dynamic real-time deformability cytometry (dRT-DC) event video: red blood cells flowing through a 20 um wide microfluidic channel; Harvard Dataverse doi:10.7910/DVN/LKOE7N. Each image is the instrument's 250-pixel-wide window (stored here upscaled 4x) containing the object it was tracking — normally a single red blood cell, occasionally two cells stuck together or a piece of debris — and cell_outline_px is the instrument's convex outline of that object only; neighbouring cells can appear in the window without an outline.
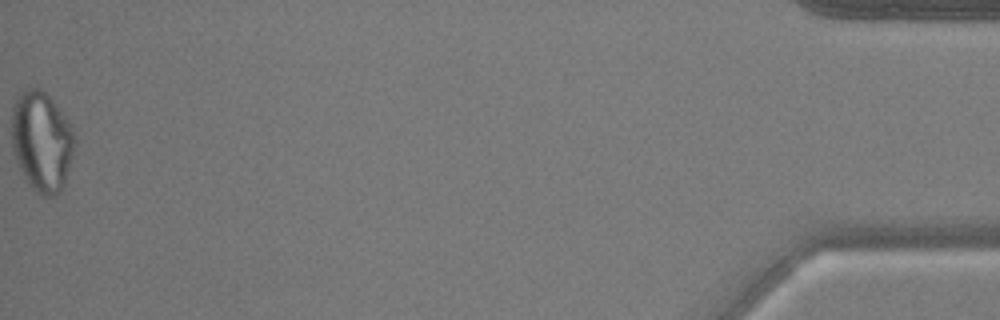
{"species": "common noctule bat (a hibernating species)", "species_latin": "Nyctalus noctula", "temperature_condition": "warm", "stored_images_in_passage": 46, "camera_frame_rate_fps": 3000, "um_per_image_px": 0.085, "animal": {"sex": "male", "body_mass_g": 17.9, "forearm_length_mm": 54.2}, "frame": {"image": 1, "passage_image": 46, "time_ms": 15.0, "image_size_px": [1000, 320], "cell_outline_px": [[76, 144], [64, 184], [60, 192], [52, 196], [40, 196], [28, 184], [16, 160], [12, 148], [12, 108], [16, 96], [20, 92], [28, 88], [40, 88], [52, 100], [72, 124], [76, 136]], "centroid_in_image_um": [3.56, 12.01], "position_along_channel_um": 431.6, "area_um2": 37.11}, "authors_computed_cell_mechanics": {"area_um2": 29.0445, "velocity_mm_per_s": 3.7802, "shape_relaxation_time_tau1_ms": null, "shape_relaxation_time_tau2_ms": 1.6603, "deformation_change_tau1": null, "deformation_change_tau2": 0.0633}}